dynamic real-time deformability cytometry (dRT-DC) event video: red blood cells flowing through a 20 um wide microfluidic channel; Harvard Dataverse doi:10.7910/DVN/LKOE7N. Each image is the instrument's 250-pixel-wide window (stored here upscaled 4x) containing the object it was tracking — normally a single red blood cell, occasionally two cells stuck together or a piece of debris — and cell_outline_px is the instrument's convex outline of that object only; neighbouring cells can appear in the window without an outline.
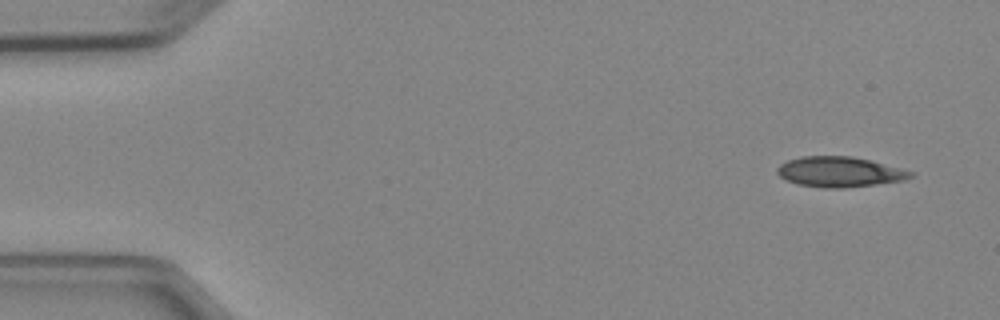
{"species": "Egyptian fruit bat (a non-hibernating species)", "species_latin": "Rousettus aegyptiacus", "temperature_condition": "cold", "stored_images_in_passage": 5, "camera_frame_rate_fps": 3000, "um_per_image_px": 0.085, "animal": {"sex": "female"}, "frame": {"image": 1, "passage_image": 1, "time_ms": 0.0, "image_size_px": [1000, 320], "cell_outline_px": [[916, 176], [900, 180], [876, 184], [840, 188], [824, 188], [800, 184], [784, 180], [776, 172], [776, 168], [780, 164], [788, 160], [800, 156], [852, 156], [872, 160], [916, 172]], "centroid_in_image_um": [71.37, 14.59], "position_along_channel_um": 13.6, "area_um2": 23.64}}